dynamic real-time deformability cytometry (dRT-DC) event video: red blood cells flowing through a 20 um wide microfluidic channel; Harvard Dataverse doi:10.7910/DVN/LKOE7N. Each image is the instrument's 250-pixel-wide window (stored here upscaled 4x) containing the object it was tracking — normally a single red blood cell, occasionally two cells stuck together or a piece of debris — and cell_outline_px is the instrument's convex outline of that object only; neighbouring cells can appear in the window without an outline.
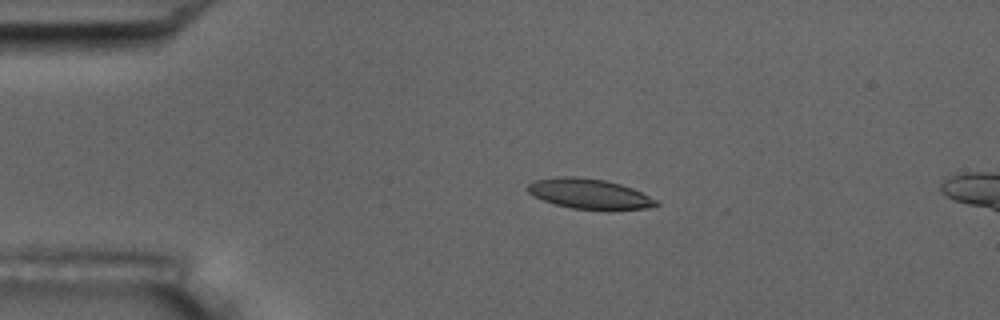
{"species": "common noctule bat (a hibernating species)", "species_latin": "Nyctalus noctula", "temperature_condition": "room temperature", "stored_images_in_passage": 6, "camera_frame_rate_fps": 3000, "um_per_image_px": 0.085, "animal": {"sex": "male", "body_mass_g": 17.5, "forearm_length_mm": 52.3}, "frame": {"image": 1, "passage_image": 4, "time_ms": 3.333, "image_size_px": [1000, 320], "cell_outline_px": [[660, 204], [648, 208], [572, 208], [556, 204], [532, 196], [524, 188], [528, 184], [536, 180], [556, 176], [576, 176], [604, 180], [620, 184], [632, 188], [656, 200]], "centroid_in_image_um": [50.0, 16.44], "position_along_channel_um": 35.0, "area_um2": 21.96}}